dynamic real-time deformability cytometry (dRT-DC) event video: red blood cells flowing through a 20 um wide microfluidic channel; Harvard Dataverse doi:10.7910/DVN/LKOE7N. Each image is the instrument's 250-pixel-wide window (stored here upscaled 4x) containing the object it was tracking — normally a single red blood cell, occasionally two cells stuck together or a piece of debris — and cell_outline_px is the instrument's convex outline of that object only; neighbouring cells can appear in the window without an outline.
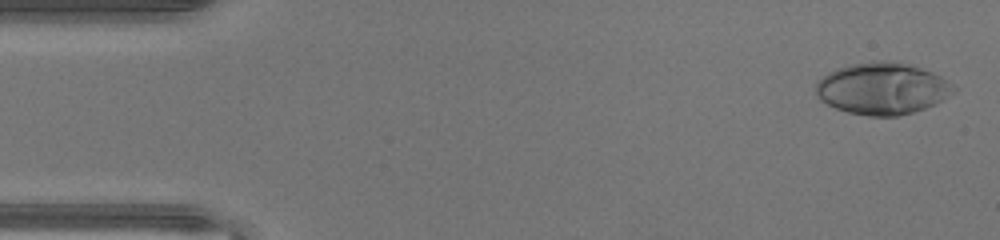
{"species": "human", "species_latin": "Homo sapiens", "temperature_condition": "warm", "stored_images_in_passage": 46, "camera_frame_rate_fps": 3000, "um_per_image_px": 0.085, "donor": {"sex": "male"}, "frame": {"image": 1, "passage_image": 2, "time_ms": 0.333, "image_size_px": [1000, 240], "cell_outline_px": [[956, 92], [936, 104], [912, 112], [896, 116], [868, 116], [848, 112], [836, 108], [820, 100], [816, 92], [816, 84], [828, 72], [852, 64], [872, 60], [888, 60], [912, 64], [932, 72], [940, 76], [952, 84], [956, 88]], "centroid_in_image_um": [75.03, 7.51], "position_along_channel_um": 10.0, "area_um2": 41.62}}
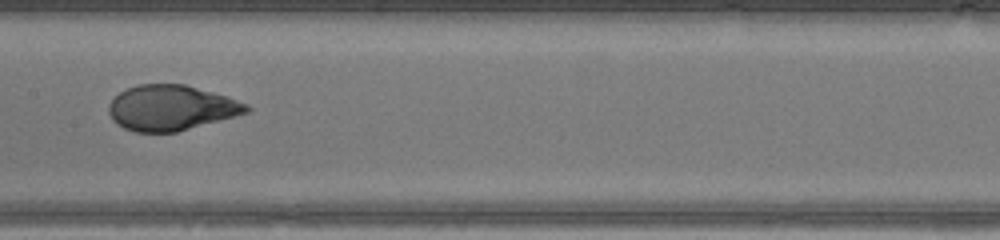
{"frame": {"image": 2, "passage_image": 23, "time_ms": 7.333, "image_size_px": [1000, 240], "cell_outline_px": [[252, 108], [248, 112], [236, 116], [176, 132], [136, 132], [124, 128], [116, 124], [112, 120], [108, 112], [108, 104], [120, 92], [136, 84], [184, 84], [228, 96], [248, 104]], "centroid_in_image_um": [14.55, 9.16], "position_along_channel_um": 192.9, "area_um2": 36.47}}
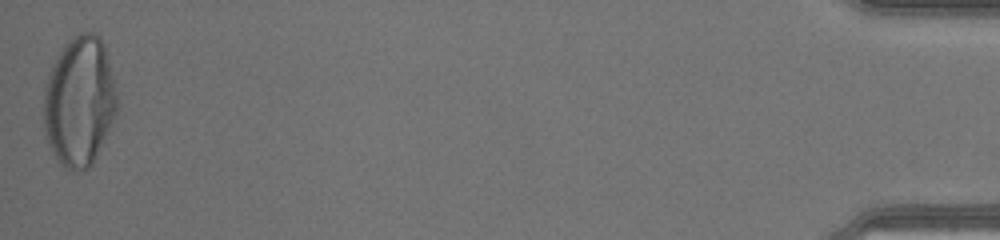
{"frame": {"image": 3, "passage_image": 46, "time_ms": 15.0, "image_size_px": [1000, 240], "cell_outline_px": [[120, 108], [92, 164], [84, 172], [72, 172], [64, 168], [60, 164], [52, 152], [48, 144], [44, 128], [44, 88], [48, 72], [64, 44], [72, 36], [80, 32], [96, 32], [100, 36], [104, 44], [116, 88]], "centroid_in_image_um": [6.76, 8.63], "position_along_channel_um": 428.4, "area_um2": 56.41}, "authors_computed_cell_mechanics": {"area_um2": 38.5526, "velocity_mm_per_s": 4.4586, "shape_relaxation_time_tau1_ms": 5.1163, "shape_relaxation_time_tau2_ms": null, "deformation_change_tau1": 0.2922, "deformation_change_tau2": null}}